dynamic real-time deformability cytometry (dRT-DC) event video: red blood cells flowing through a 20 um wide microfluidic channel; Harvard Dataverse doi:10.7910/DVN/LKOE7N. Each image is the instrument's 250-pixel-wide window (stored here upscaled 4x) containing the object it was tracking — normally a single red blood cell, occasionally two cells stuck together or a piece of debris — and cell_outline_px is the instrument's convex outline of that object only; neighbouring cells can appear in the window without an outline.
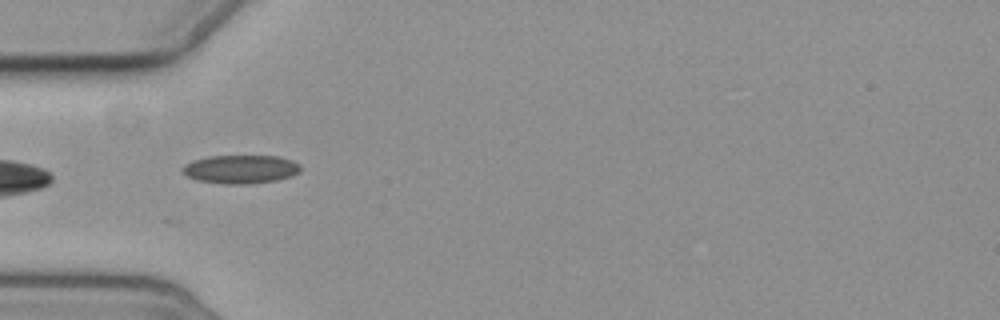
{"species": "common noctule bat (a hibernating species)", "species_latin": "Nyctalus noctula", "temperature_condition": "cold", "stored_images_in_passage": 6, "camera_frame_rate_fps": 3000, "um_per_image_px": 0.085, "animal": {"sex": "female", "body_mass_g": 19.3, "forearm_length_mm": 54.1}, "frame": {"image": 1, "passage_image": 6, "time_ms": 6.0, "image_size_px": [1000, 320], "cell_outline_px": [[300, 172], [292, 176], [276, 180], [244, 184], [224, 184], [196, 180], [188, 176], [180, 168], [184, 164], [192, 160], [208, 156], [280, 156], [292, 160], [300, 164]], "centroid_in_image_um": [20.45, 14.37], "position_along_channel_um": 64.6, "area_um2": 19.71}}